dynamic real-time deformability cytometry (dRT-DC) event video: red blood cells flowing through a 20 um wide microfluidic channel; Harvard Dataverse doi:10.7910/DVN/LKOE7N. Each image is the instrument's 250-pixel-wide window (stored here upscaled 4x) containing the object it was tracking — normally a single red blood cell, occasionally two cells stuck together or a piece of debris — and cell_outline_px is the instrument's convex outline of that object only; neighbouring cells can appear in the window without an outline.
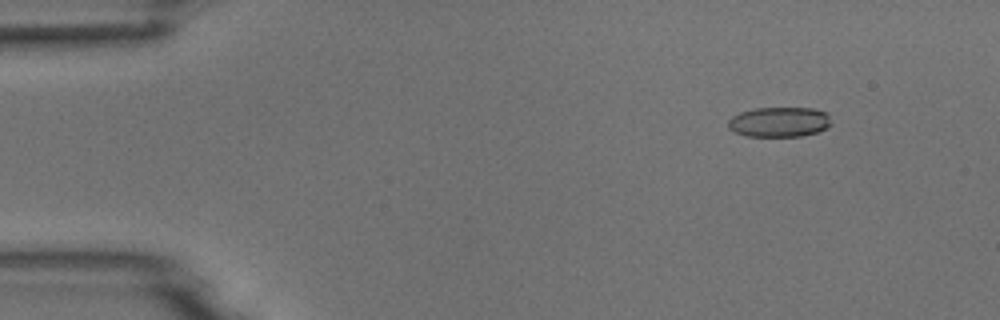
{"species": "common noctule bat (a hibernating species)", "species_latin": "Nyctalus noctula", "temperature_condition": "room temperature", "stored_images_in_passage": 5, "camera_frame_rate_fps": 3000, "um_per_image_px": 0.085, "animal": {"sex": "male", "body_mass_g": 18.8}, "frame": {"image": 1, "passage_image": 2, "time_ms": 1.0, "image_size_px": [1000, 320], "cell_outline_px": [[832, 124], [828, 128], [816, 132], [800, 136], [748, 136], [736, 132], [728, 128], [728, 120], [732, 116], [740, 112], [756, 108], [812, 108], [828, 112]], "centroid_in_image_um": [66.27, 10.36], "position_along_channel_um": 18.7, "area_um2": 18.09}}
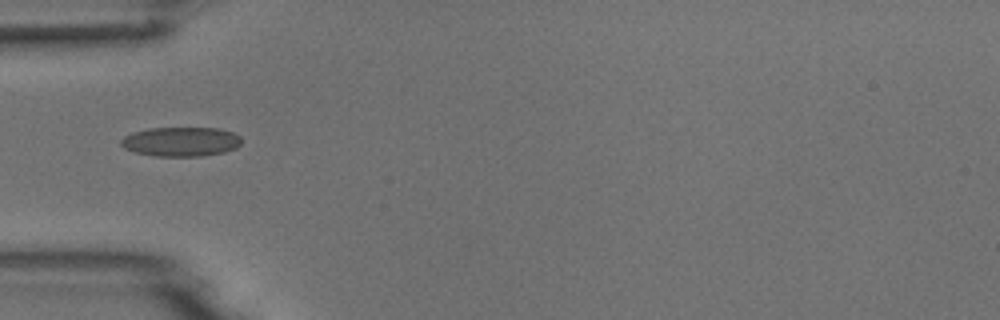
{"frame": {"image": 2, "passage_image": 5, "time_ms": 4.667, "image_size_px": [1000, 320], "cell_outline_px": [[240, 144], [236, 148], [224, 152], [200, 156], [156, 156], [136, 152], [124, 148], [120, 144], [120, 140], [124, 136], [132, 132], [148, 128], [220, 128], [232, 132], [240, 136]], "centroid_in_image_um": [15.36, 12.03], "position_along_channel_um": 69.6, "area_um2": 20.63}}